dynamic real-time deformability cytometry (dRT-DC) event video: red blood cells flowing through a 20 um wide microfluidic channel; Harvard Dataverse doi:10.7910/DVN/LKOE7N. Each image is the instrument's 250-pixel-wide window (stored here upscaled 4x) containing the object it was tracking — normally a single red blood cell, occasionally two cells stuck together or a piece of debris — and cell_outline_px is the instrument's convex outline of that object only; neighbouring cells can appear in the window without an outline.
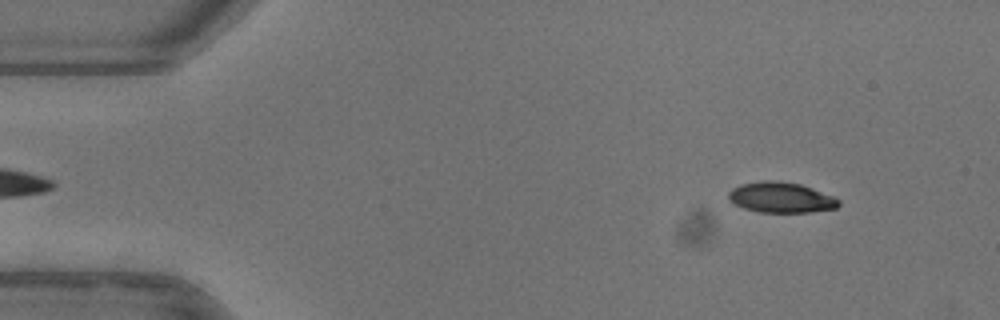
{"species": "common noctule bat (a hibernating species)", "species_latin": "Nyctalus noctula", "temperature_condition": "warm", "stored_images_in_passage": 51, "camera_frame_rate_fps": 3000, "um_per_image_px": 0.085, "animal": {"sex": "female"}, "frame": {"image": 1, "passage_image": 5, "time_ms": 1.333, "image_size_px": [1000, 320], "cell_outline_px": [[840, 204], [836, 208], [812, 212], [760, 212], [744, 208], [728, 200], [728, 192], [732, 188], [740, 184], [760, 180], [780, 180], [800, 184], [832, 196], [840, 200]], "centroid_in_image_um": [66.35, 16.77], "position_along_channel_um": 18.6, "area_um2": 19.65}}
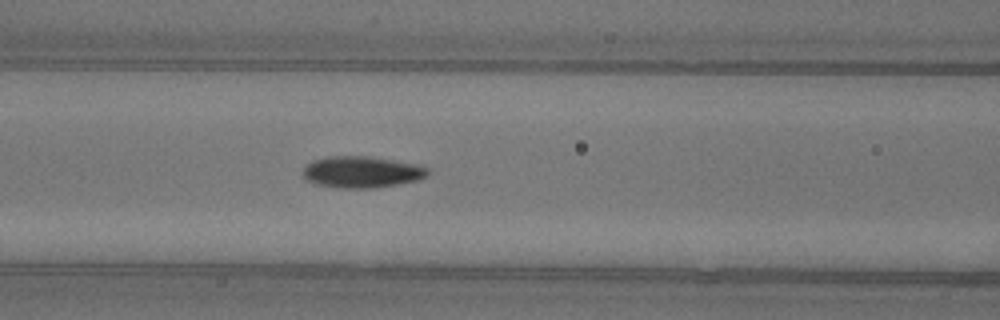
{"frame": {"image": 2, "passage_image": 21, "time_ms": 6.667, "image_size_px": [1000, 320], "cell_outline_px": [[428, 176], [420, 180], [376, 188], [336, 188], [316, 184], [308, 180], [300, 172], [312, 160], [328, 156], [368, 156], [424, 164], [428, 168]], "centroid_in_image_um": [30.8, 14.61], "position_along_channel_um": 135.8, "area_um2": 23.41}}
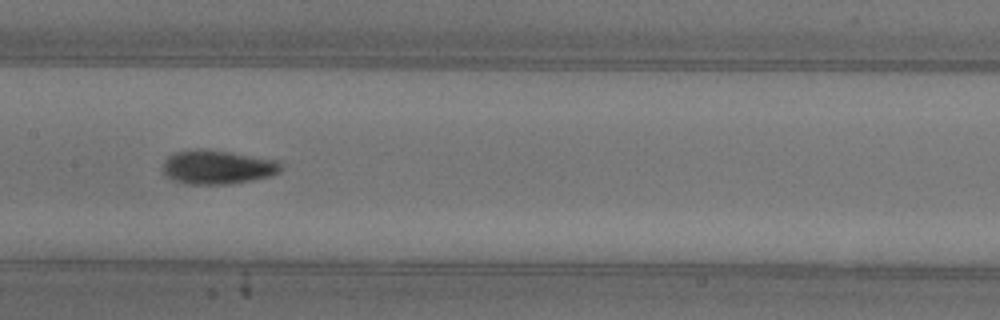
{"frame": {"image": 3, "passage_image": 25, "time_ms": 8.0, "image_size_px": [1000, 320], "cell_outline_px": [[284, 164], [280, 172], [272, 176], [232, 184], [184, 184], [172, 180], [164, 176], [164, 160], [168, 156], [176, 152], [196, 148], [204, 148], [280, 160]], "centroid_in_image_um": [18.52, 14.2], "position_along_channel_um": 188.9, "area_um2": 23.87}, "authors_computed_cell_mechanics": {"area_um2": 21.097, "velocity_mm_per_s": 3.9712, "shape_relaxation_time_tau1_ms": 4.1151, "shape_relaxation_time_tau2_ms": 2.3162, "deformation_change_tau1": 0.1783, "deformation_change_tau2": 0.0628}}